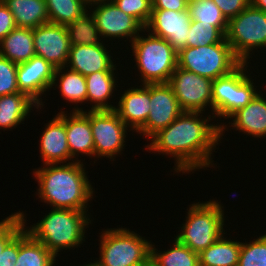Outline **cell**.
Listing matches in <instances>:
<instances>
[{
	"instance_id": "cell-1",
	"label": "cell",
	"mask_w": 266,
	"mask_h": 266,
	"mask_svg": "<svg viewBox=\"0 0 266 266\" xmlns=\"http://www.w3.org/2000/svg\"><path fill=\"white\" fill-rule=\"evenodd\" d=\"M209 113L205 117L201 112H182L150 138L151 143L145 146L146 151L174 158L176 174L216 168L211 156H214L213 152L222 140L219 122L210 123L214 116Z\"/></svg>"
},
{
	"instance_id": "cell-2",
	"label": "cell",
	"mask_w": 266,
	"mask_h": 266,
	"mask_svg": "<svg viewBox=\"0 0 266 266\" xmlns=\"http://www.w3.org/2000/svg\"><path fill=\"white\" fill-rule=\"evenodd\" d=\"M83 163V159H80L33 169V177L38 183L36 196L55 209L88 211V203L94 199L95 189Z\"/></svg>"
},
{
	"instance_id": "cell-3",
	"label": "cell",
	"mask_w": 266,
	"mask_h": 266,
	"mask_svg": "<svg viewBox=\"0 0 266 266\" xmlns=\"http://www.w3.org/2000/svg\"><path fill=\"white\" fill-rule=\"evenodd\" d=\"M19 214L24 223V230L33 239L41 242L55 257L64 249L70 251L83 245L82 243L86 242L85 229L92 222L88 211L51 208L47 215L29 227L26 226L27 214L23 211H19Z\"/></svg>"
},
{
	"instance_id": "cell-4",
	"label": "cell",
	"mask_w": 266,
	"mask_h": 266,
	"mask_svg": "<svg viewBox=\"0 0 266 266\" xmlns=\"http://www.w3.org/2000/svg\"><path fill=\"white\" fill-rule=\"evenodd\" d=\"M186 210V220L180 226L181 232L175 237L193 252L200 254L225 233V209L221 200L218 202L212 199L195 202Z\"/></svg>"
},
{
	"instance_id": "cell-5",
	"label": "cell",
	"mask_w": 266,
	"mask_h": 266,
	"mask_svg": "<svg viewBox=\"0 0 266 266\" xmlns=\"http://www.w3.org/2000/svg\"><path fill=\"white\" fill-rule=\"evenodd\" d=\"M132 42V54L135 67L139 72L140 84L168 83L177 67L178 53L171 44L160 37L143 30ZM148 33V34H146Z\"/></svg>"
},
{
	"instance_id": "cell-6",
	"label": "cell",
	"mask_w": 266,
	"mask_h": 266,
	"mask_svg": "<svg viewBox=\"0 0 266 266\" xmlns=\"http://www.w3.org/2000/svg\"><path fill=\"white\" fill-rule=\"evenodd\" d=\"M99 236V259L95 266H148L151 241L138 233L123 228H107Z\"/></svg>"
},
{
	"instance_id": "cell-7",
	"label": "cell",
	"mask_w": 266,
	"mask_h": 266,
	"mask_svg": "<svg viewBox=\"0 0 266 266\" xmlns=\"http://www.w3.org/2000/svg\"><path fill=\"white\" fill-rule=\"evenodd\" d=\"M249 63H241L231 73L218 77L212 83V115L229 120V117L244 108L259 93L250 76ZM248 68V69H247ZM249 70V71H247ZM251 77V78H250Z\"/></svg>"
},
{
	"instance_id": "cell-8",
	"label": "cell",
	"mask_w": 266,
	"mask_h": 266,
	"mask_svg": "<svg viewBox=\"0 0 266 266\" xmlns=\"http://www.w3.org/2000/svg\"><path fill=\"white\" fill-rule=\"evenodd\" d=\"M241 63L226 38L216 44L185 47L177 56L178 67L212 80L231 73Z\"/></svg>"
},
{
	"instance_id": "cell-9",
	"label": "cell",
	"mask_w": 266,
	"mask_h": 266,
	"mask_svg": "<svg viewBox=\"0 0 266 266\" xmlns=\"http://www.w3.org/2000/svg\"><path fill=\"white\" fill-rule=\"evenodd\" d=\"M225 38L236 57L251 64L253 50L266 49V12L250 4L228 21Z\"/></svg>"
},
{
	"instance_id": "cell-10",
	"label": "cell",
	"mask_w": 266,
	"mask_h": 266,
	"mask_svg": "<svg viewBox=\"0 0 266 266\" xmlns=\"http://www.w3.org/2000/svg\"><path fill=\"white\" fill-rule=\"evenodd\" d=\"M89 120L94 141V157L115 161L125 147L127 131H132L115 110H90ZM117 155V156H116Z\"/></svg>"
},
{
	"instance_id": "cell-11",
	"label": "cell",
	"mask_w": 266,
	"mask_h": 266,
	"mask_svg": "<svg viewBox=\"0 0 266 266\" xmlns=\"http://www.w3.org/2000/svg\"><path fill=\"white\" fill-rule=\"evenodd\" d=\"M213 80L197 75L194 72L176 67L168 84L175 94L183 112H201L211 110L212 115Z\"/></svg>"
},
{
	"instance_id": "cell-12",
	"label": "cell",
	"mask_w": 266,
	"mask_h": 266,
	"mask_svg": "<svg viewBox=\"0 0 266 266\" xmlns=\"http://www.w3.org/2000/svg\"><path fill=\"white\" fill-rule=\"evenodd\" d=\"M88 10H92L90 13L104 42L105 38L109 41L122 38L131 43L145 29L136 18L127 15L112 0L93 5Z\"/></svg>"
},
{
	"instance_id": "cell-13",
	"label": "cell",
	"mask_w": 266,
	"mask_h": 266,
	"mask_svg": "<svg viewBox=\"0 0 266 266\" xmlns=\"http://www.w3.org/2000/svg\"><path fill=\"white\" fill-rule=\"evenodd\" d=\"M150 112L146 123L136 132L150 139L166 128L183 111L168 83H150Z\"/></svg>"
},
{
	"instance_id": "cell-14",
	"label": "cell",
	"mask_w": 266,
	"mask_h": 266,
	"mask_svg": "<svg viewBox=\"0 0 266 266\" xmlns=\"http://www.w3.org/2000/svg\"><path fill=\"white\" fill-rule=\"evenodd\" d=\"M190 24L191 18L188 9L185 11L152 9L145 30L167 40L178 53L187 47Z\"/></svg>"
},
{
	"instance_id": "cell-15",
	"label": "cell",
	"mask_w": 266,
	"mask_h": 266,
	"mask_svg": "<svg viewBox=\"0 0 266 266\" xmlns=\"http://www.w3.org/2000/svg\"><path fill=\"white\" fill-rule=\"evenodd\" d=\"M35 54L54 67H64L70 52V39L64 25L45 23L33 29Z\"/></svg>"
},
{
	"instance_id": "cell-16",
	"label": "cell",
	"mask_w": 266,
	"mask_h": 266,
	"mask_svg": "<svg viewBox=\"0 0 266 266\" xmlns=\"http://www.w3.org/2000/svg\"><path fill=\"white\" fill-rule=\"evenodd\" d=\"M56 67L43 57L33 56L29 61L18 64L17 83L20 92L28 94L40 108L44 107L43 97L51 90ZM44 94V95H43Z\"/></svg>"
},
{
	"instance_id": "cell-17",
	"label": "cell",
	"mask_w": 266,
	"mask_h": 266,
	"mask_svg": "<svg viewBox=\"0 0 266 266\" xmlns=\"http://www.w3.org/2000/svg\"><path fill=\"white\" fill-rule=\"evenodd\" d=\"M66 112L59 111L52 120L45 123L39 141V152L43 165L70 163L76 160L70 155L66 135ZM70 160V161H69Z\"/></svg>"
},
{
	"instance_id": "cell-18",
	"label": "cell",
	"mask_w": 266,
	"mask_h": 266,
	"mask_svg": "<svg viewBox=\"0 0 266 266\" xmlns=\"http://www.w3.org/2000/svg\"><path fill=\"white\" fill-rule=\"evenodd\" d=\"M105 42L95 45H74L70 47L68 61L65 67L74 70L83 76L97 71H117L116 62H113L111 48L107 49Z\"/></svg>"
},
{
	"instance_id": "cell-19",
	"label": "cell",
	"mask_w": 266,
	"mask_h": 266,
	"mask_svg": "<svg viewBox=\"0 0 266 266\" xmlns=\"http://www.w3.org/2000/svg\"><path fill=\"white\" fill-rule=\"evenodd\" d=\"M259 93L255 98L249 102L244 108L239 109L229 118L232 120L228 122L229 126L220 124V139H223V135L229 130L228 127H233V130L242 134L250 135L254 138L266 137V96L263 93ZM227 129V130H226Z\"/></svg>"
},
{
	"instance_id": "cell-20",
	"label": "cell",
	"mask_w": 266,
	"mask_h": 266,
	"mask_svg": "<svg viewBox=\"0 0 266 266\" xmlns=\"http://www.w3.org/2000/svg\"><path fill=\"white\" fill-rule=\"evenodd\" d=\"M122 93L115 111L119 118L136 133L146 123L150 112V83L140 84L139 88L135 85Z\"/></svg>"
},
{
	"instance_id": "cell-21",
	"label": "cell",
	"mask_w": 266,
	"mask_h": 266,
	"mask_svg": "<svg viewBox=\"0 0 266 266\" xmlns=\"http://www.w3.org/2000/svg\"><path fill=\"white\" fill-rule=\"evenodd\" d=\"M66 113V135L70 155L78 159L79 154L94 158V141L89 120V110Z\"/></svg>"
},
{
	"instance_id": "cell-22",
	"label": "cell",
	"mask_w": 266,
	"mask_h": 266,
	"mask_svg": "<svg viewBox=\"0 0 266 266\" xmlns=\"http://www.w3.org/2000/svg\"><path fill=\"white\" fill-rule=\"evenodd\" d=\"M33 108L37 109V112L41 110L40 105L26 93L0 96V130L16 129L29 118L27 116H30Z\"/></svg>"
},
{
	"instance_id": "cell-23",
	"label": "cell",
	"mask_w": 266,
	"mask_h": 266,
	"mask_svg": "<svg viewBox=\"0 0 266 266\" xmlns=\"http://www.w3.org/2000/svg\"><path fill=\"white\" fill-rule=\"evenodd\" d=\"M116 73L118 72L97 71L86 76L87 103H90V110H115L116 105L110 104L109 100L115 96L113 93L119 87Z\"/></svg>"
},
{
	"instance_id": "cell-24",
	"label": "cell",
	"mask_w": 266,
	"mask_h": 266,
	"mask_svg": "<svg viewBox=\"0 0 266 266\" xmlns=\"http://www.w3.org/2000/svg\"><path fill=\"white\" fill-rule=\"evenodd\" d=\"M55 86L59 88V93L61 92L63 100L73 103V105L76 104L72 111H83V107H79L77 104H87L85 76L68 67H58L55 70L51 89L56 88Z\"/></svg>"
},
{
	"instance_id": "cell-25",
	"label": "cell",
	"mask_w": 266,
	"mask_h": 266,
	"mask_svg": "<svg viewBox=\"0 0 266 266\" xmlns=\"http://www.w3.org/2000/svg\"><path fill=\"white\" fill-rule=\"evenodd\" d=\"M0 55L17 65L29 61L36 55L33 44V29L14 28L0 41Z\"/></svg>"
},
{
	"instance_id": "cell-26",
	"label": "cell",
	"mask_w": 266,
	"mask_h": 266,
	"mask_svg": "<svg viewBox=\"0 0 266 266\" xmlns=\"http://www.w3.org/2000/svg\"><path fill=\"white\" fill-rule=\"evenodd\" d=\"M20 28L34 29L49 22L45 0H2Z\"/></svg>"
},
{
	"instance_id": "cell-27",
	"label": "cell",
	"mask_w": 266,
	"mask_h": 266,
	"mask_svg": "<svg viewBox=\"0 0 266 266\" xmlns=\"http://www.w3.org/2000/svg\"><path fill=\"white\" fill-rule=\"evenodd\" d=\"M225 236L224 233L199 254L200 266H238L241 242Z\"/></svg>"
},
{
	"instance_id": "cell-28",
	"label": "cell",
	"mask_w": 266,
	"mask_h": 266,
	"mask_svg": "<svg viewBox=\"0 0 266 266\" xmlns=\"http://www.w3.org/2000/svg\"><path fill=\"white\" fill-rule=\"evenodd\" d=\"M56 257L24 229L19 233V251L14 266H55Z\"/></svg>"
},
{
	"instance_id": "cell-29",
	"label": "cell",
	"mask_w": 266,
	"mask_h": 266,
	"mask_svg": "<svg viewBox=\"0 0 266 266\" xmlns=\"http://www.w3.org/2000/svg\"><path fill=\"white\" fill-rule=\"evenodd\" d=\"M170 249L160 251L151 243L152 266H200L199 254L193 252L188 246L179 242L176 238L172 241Z\"/></svg>"
},
{
	"instance_id": "cell-30",
	"label": "cell",
	"mask_w": 266,
	"mask_h": 266,
	"mask_svg": "<svg viewBox=\"0 0 266 266\" xmlns=\"http://www.w3.org/2000/svg\"><path fill=\"white\" fill-rule=\"evenodd\" d=\"M49 22L68 25L88 12L81 0H45Z\"/></svg>"
},
{
	"instance_id": "cell-31",
	"label": "cell",
	"mask_w": 266,
	"mask_h": 266,
	"mask_svg": "<svg viewBox=\"0 0 266 266\" xmlns=\"http://www.w3.org/2000/svg\"><path fill=\"white\" fill-rule=\"evenodd\" d=\"M70 39V45H95L101 44L100 33L90 11L81 18L65 26Z\"/></svg>"
},
{
	"instance_id": "cell-32",
	"label": "cell",
	"mask_w": 266,
	"mask_h": 266,
	"mask_svg": "<svg viewBox=\"0 0 266 266\" xmlns=\"http://www.w3.org/2000/svg\"><path fill=\"white\" fill-rule=\"evenodd\" d=\"M190 18L216 26L224 35L228 28V21L222 15L220 8L212 0H189L188 8Z\"/></svg>"
},
{
	"instance_id": "cell-33",
	"label": "cell",
	"mask_w": 266,
	"mask_h": 266,
	"mask_svg": "<svg viewBox=\"0 0 266 266\" xmlns=\"http://www.w3.org/2000/svg\"><path fill=\"white\" fill-rule=\"evenodd\" d=\"M225 35L211 24L191 20L187 37V47L205 46L220 43Z\"/></svg>"
},
{
	"instance_id": "cell-34",
	"label": "cell",
	"mask_w": 266,
	"mask_h": 266,
	"mask_svg": "<svg viewBox=\"0 0 266 266\" xmlns=\"http://www.w3.org/2000/svg\"><path fill=\"white\" fill-rule=\"evenodd\" d=\"M238 266H266V233L248 243L241 242Z\"/></svg>"
},
{
	"instance_id": "cell-35",
	"label": "cell",
	"mask_w": 266,
	"mask_h": 266,
	"mask_svg": "<svg viewBox=\"0 0 266 266\" xmlns=\"http://www.w3.org/2000/svg\"><path fill=\"white\" fill-rule=\"evenodd\" d=\"M116 6L136 18L144 27L148 23L152 13L151 0H112Z\"/></svg>"
},
{
	"instance_id": "cell-36",
	"label": "cell",
	"mask_w": 266,
	"mask_h": 266,
	"mask_svg": "<svg viewBox=\"0 0 266 266\" xmlns=\"http://www.w3.org/2000/svg\"><path fill=\"white\" fill-rule=\"evenodd\" d=\"M18 65L0 55V96L20 92L17 83Z\"/></svg>"
},
{
	"instance_id": "cell-37",
	"label": "cell",
	"mask_w": 266,
	"mask_h": 266,
	"mask_svg": "<svg viewBox=\"0 0 266 266\" xmlns=\"http://www.w3.org/2000/svg\"><path fill=\"white\" fill-rule=\"evenodd\" d=\"M19 212L0 220V254L4 248L24 229Z\"/></svg>"
},
{
	"instance_id": "cell-38",
	"label": "cell",
	"mask_w": 266,
	"mask_h": 266,
	"mask_svg": "<svg viewBox=\"0 0 266 266\" xmlns=\"http://www.w3.org/2000/svg\"><path fill=\"white\" fill-rule=\"evenodd\" d=\"M220 8L227 21L241 13L250 5V0H212Z\"/></svg>"
},
{
	"instance_id": "cell-39",
	"label": "cell",
	"mask_w": 266,
	"mask_h": 266,
	"mask_svg": "<svg viewBox=\"0 0 266 266\" xmlns=\"http://www.w3.org/2000/svg\"><path fill=\"white\" fill-rule=\"evenodd\" d=\"M16 27L13 14L3 1L0 0V41Z\"/></svg>"
},
{
	"instance_id": "cell-40",
	"label": "cell",
	"mask_w": 266,
	"mask_h": 266,
	"mask_svg": "<svg viewBox=\"0 0 266 266\" xmlns=\"http://www.w3.org/2000/svg\"><path fill=\"white\" fill-rule=\"evenodd\" d=\"M19 251V234L4 248L0 254V266H14Z\"/></svg>"
},
{
	"instance_id": "cell-41",
	"label": "cell",
	"mask_w": 266,
	"mask_h": 266,
	"mask_svg": "<svg viewBox=\"0 0 266 266\" xmlns=\"http://www.w3.org/2000/svg\"><path fill=\"white\" fill-rule=\"evenodd\" d=\"M152 9H167L173 11H185L189 0H151Z\"/></svg>"
},
{
	"instance_id": "cell-42",
	"label": "cell",
	"mask_w": 266,
	"mask_h": 266,
	"mask_svg": "<svg viewBox=\"0 0 266 266\" xmlns=\"http://www.w3.org/2000/svg\"><path fill=\"white\" fill-rule=\"evenodd\" d=\"M250 4L257 9L266 12V0H250Z\"/></svg>"
},
{
	"instance_id": "cell-43",
	"label": "cell",
	"mask_w": 266,
	"mask_h": 266,
	"mask_svg": "<svg viewBox=\"0 0 266 266\" xmlns=\"http://www.w3.org/2000/svg\"><path fill=\"white\" fill-rule=\"evenodd\" d=\"M88 8H90L93 5L103 3L105 1L109 0H81Z\"/></svg>"
},
{
	"instance_id": "cell-44",
	"label": "cell",
	"mask_w": 266,
	"mask_h": 266,
	"mask_svg": "<svg viewBox=\"0 0 266 266\" xmlns=\"http://www.w3.org/2000/svg\"><path fill=\"white\" fill-rule=\"evenodd\" d=\"M79 266H95L94 263H92V259L89 263H86V264H82V265H79Z\"/></svg>"
}]
</instances>
